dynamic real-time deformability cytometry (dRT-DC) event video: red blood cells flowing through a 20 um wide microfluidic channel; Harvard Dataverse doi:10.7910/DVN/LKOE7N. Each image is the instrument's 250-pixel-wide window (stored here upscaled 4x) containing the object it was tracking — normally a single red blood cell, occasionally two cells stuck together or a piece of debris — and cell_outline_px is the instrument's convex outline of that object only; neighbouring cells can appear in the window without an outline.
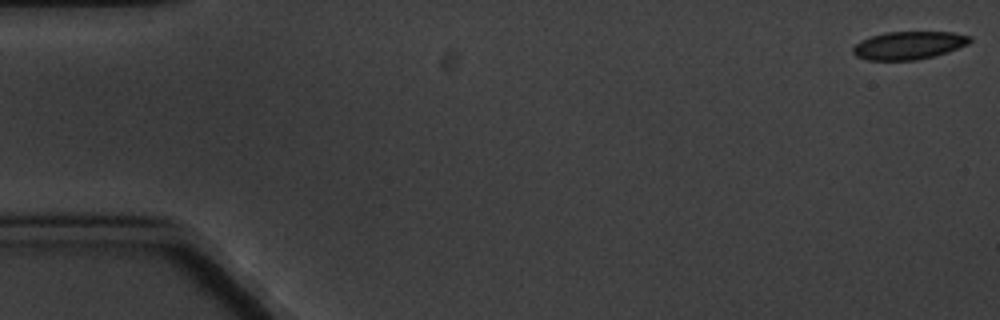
{"species": "common noctule bat (a hibernating species)", "species_latin": "Nyctalus noctula", "temperature_condition": "cold", "stored_images_in_passage": 5, "camera_frame_rate_fps": 3000, "um_per_image_px": 0.085, "animal": {"sex": "male", "body_mass_g": 20.1, "forearm_length_mm": 53.5}, "frame": {"image": 1, "passage_image": 1, "time_ms": 0.0, "image_size_px": [1000, 320], "cell_outline_px": [[972, 40], [968, 44], [948, 52], [936, 56], [916, 60], [868, 60], [856, 56], [852, 52], [852, 48], [860, 40], [884, 32], [952, 32], [972, 36]], "centroid_in_image_um": [77.26, 3.85], "position_along_channel_um": 7.7, "area_um2": 19.19}}
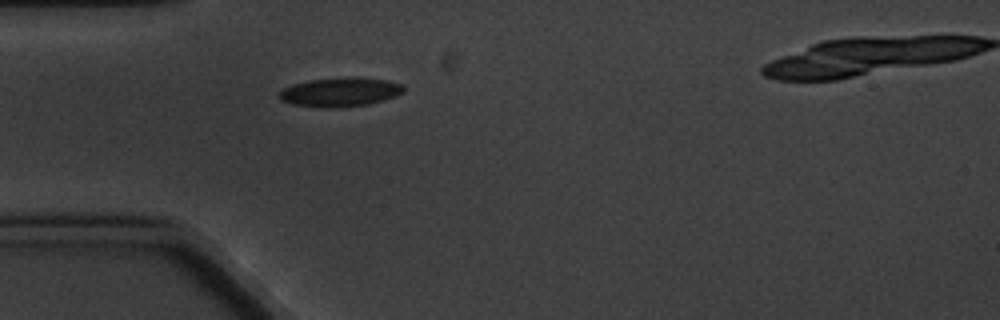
{"frame": {"image": 2, "passage_image": 5, "time_ms": 5.333, "image_size_px": [1000, 320], "cell_outline_px": [[404, 92], [396, 96], [384, 100], [368, 104], [340, 108], [328, 108], [292, 104], [280, 100], [276, 96], [284, 88], [292, 84], [308, 80], [352, 76], [356, 76], [388, 80], [400, 84], [404, 88]], "centroid_in_image_um": [28.91, 7.82], "position_along_channel_um": 56.1, "area_um2": 21.39}}